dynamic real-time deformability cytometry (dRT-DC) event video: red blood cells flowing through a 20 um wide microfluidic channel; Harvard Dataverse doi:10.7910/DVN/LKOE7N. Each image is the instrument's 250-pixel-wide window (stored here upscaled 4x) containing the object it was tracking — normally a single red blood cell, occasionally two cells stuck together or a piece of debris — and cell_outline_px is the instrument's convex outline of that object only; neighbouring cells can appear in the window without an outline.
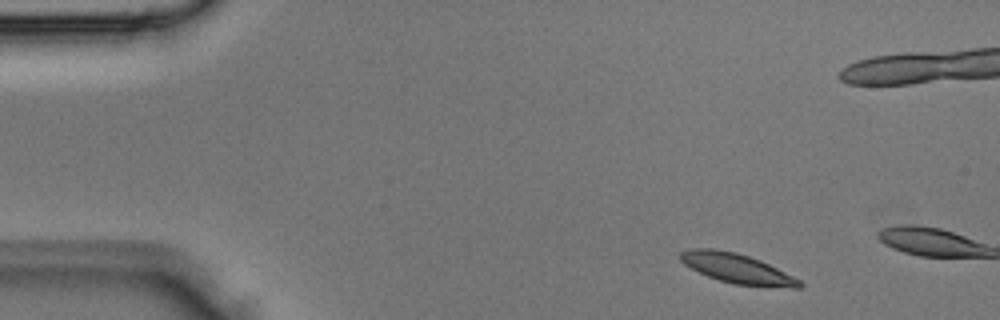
{"species": "Egyptian fruit bat (a non-hibernating species)", "species_latin": "Rousettus aegyptiacus", "temperature_condition": "room temperature", "stored_images_in_passage": 2, "camera_frame_rate_fps": 3000, "um_per_image_px": 0.085, "animal": {"sex": "male"}, "frame": {"image": 1, "passage_image": 2, "time_ms": 0.333, "image_size_px": [1000, 320], "cell_outline_px": [[804, 284], [800, 288], [792, 288], [732, 284], [708, 276], [684, 264], [680, 260], [680, 252], [688, 248], [712, 248], [736, 252], [760, 260], [800, 280]], "centroid_in_image_um": [62.63, 22.81], "position_along_channel_um": 22.4, "area_um2": 20.46}}